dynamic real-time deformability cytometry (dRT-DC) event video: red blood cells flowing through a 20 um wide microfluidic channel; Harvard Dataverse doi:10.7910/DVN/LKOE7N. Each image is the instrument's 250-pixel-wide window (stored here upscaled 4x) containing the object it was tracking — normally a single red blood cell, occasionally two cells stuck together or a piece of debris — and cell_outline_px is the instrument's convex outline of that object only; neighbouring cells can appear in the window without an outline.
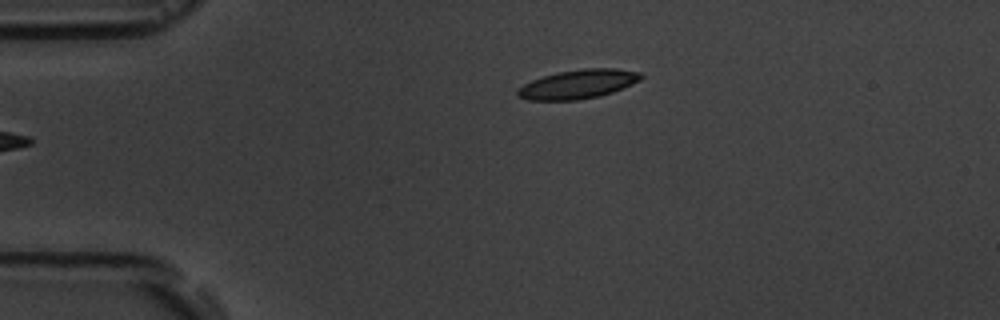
{"species": "common noctule bat (a hibernating species)", "species_latin": "Nyctalus noctula", "temperature_condition": "room temperature", "stored_images_in_passage": 6, "camera_frame_rate_fps": 3000, "um_per_image_px": 0.085, "animal": {"sex": "male", "body_mass_g": 19.5, "forearm_length_mm": 54.6}, "frame": {"image": 1, "passage_image": 6, "time_ms": 6.333, "image_size_px": [1000, 320], "cell_outline_px": [[644, 76], [640, 80], [632, 84], [612, 92], [600, 96], [576, 100], [528, 100], [516, 96], [516, 88], [532, 80], [556, 72], [584, 68], [612, 68], [640, 72]], "centroid_in_image_um": [49.1, 7.15], "position_along_channel_um": 35.9, "area_um2": 20.92}}